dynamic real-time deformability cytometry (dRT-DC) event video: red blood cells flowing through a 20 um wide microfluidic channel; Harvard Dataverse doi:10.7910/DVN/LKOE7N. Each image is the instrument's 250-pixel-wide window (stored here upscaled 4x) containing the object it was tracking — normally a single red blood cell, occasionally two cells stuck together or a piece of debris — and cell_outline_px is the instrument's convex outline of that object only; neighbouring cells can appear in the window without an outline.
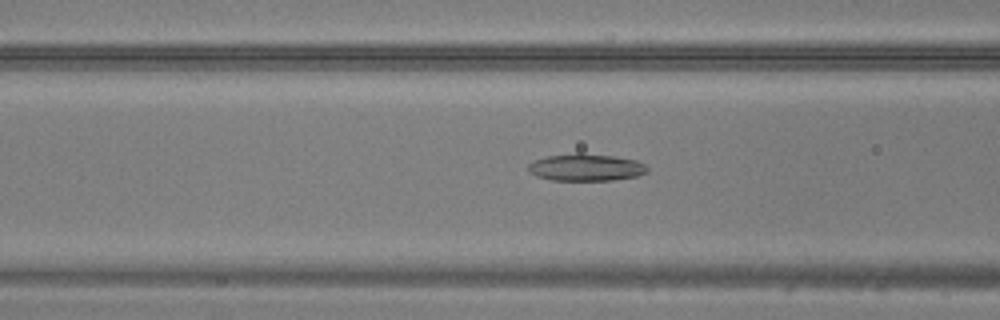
{"species": "common noctule bat (a hibernating species)", "species_latin": "Nyctalus noctula", "temperature_condition": "warm", "stored_images_in_passage": 35, "camera_frame_rate_fps": 3000, "um_per_image_px": 0.085, "animal": {"sex": "male", "body_mass_g": 20.5, "forearm_length_mm": 52.5}, "frame": {"image": 1, "passage_image": 6, "time_ms": 1.667, "image_size_px": [1000, 320], "cell_outline_px": [[648, 172], [636, 176], [612, 180], [552, 180], [536, 176], [528, 172], [528, 164], [544, 156], [576, 152], [580, 152], [616, 156], [636, 160], [644, 164], [648, 168]], "centroid_in_image_um": [49.79, 14.21], "position_along_channel_um": 116.8, "area_um2": 19.07}}
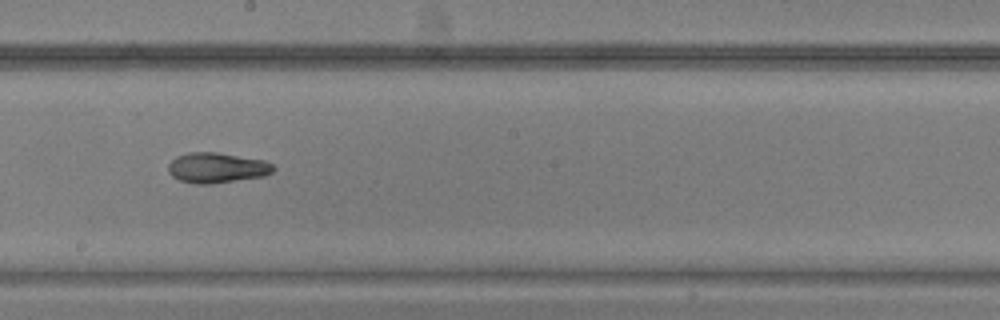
{"frame": {"image": 2, "passage_image": 14, "time_ms": 4.333, "image_size_px": [1000, 320], "cell_outline_px": [[276, 168], [272, 172], [264, 176], [212, 184], [196, 184], [180, 180], [172, 176], [168, 172], [168, 164], [176, 156], [188, 152], [216, 152], [264, 160], [272, 164]], "centroid_in_image_um": [18.42, 14.26], "position_along_channel_um": 229.8, "area_um2": 18.61}}
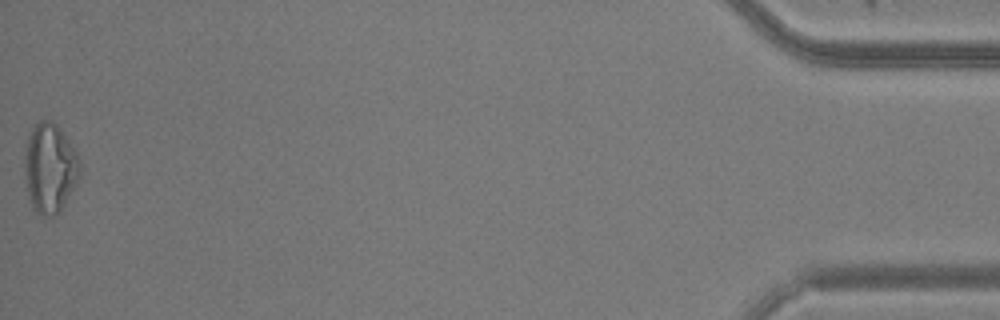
{"frame": {"image": 3, "passage_image": 35, "time_ms": 11.333, "image_size_px": [1000, 320], "cell_outline_px": [[80, 176], [76, 184], [60, 212], [52, 216], [44, 216], [36, 212], [32, 208], [24, 176], [24, 160], [28, 136], [32, 128], [40, 120], [52, 120], [56, 124], [68, 140], [76, 152], [80, 160]], "centroid_in_image_um": [4.24, 14.3], "position_along_channel_um": 431.0, "area_um2": 28.9}}